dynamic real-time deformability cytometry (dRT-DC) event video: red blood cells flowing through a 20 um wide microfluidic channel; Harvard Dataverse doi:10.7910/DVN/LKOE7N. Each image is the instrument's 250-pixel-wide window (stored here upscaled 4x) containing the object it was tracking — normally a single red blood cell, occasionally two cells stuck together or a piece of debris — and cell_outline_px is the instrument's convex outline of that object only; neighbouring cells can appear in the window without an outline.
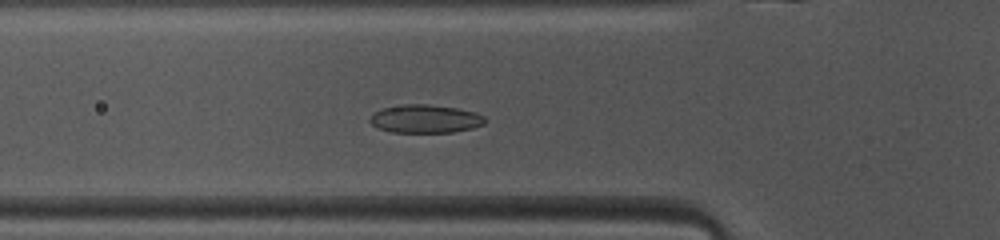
{"species": "common noctule bat (a hibernating species)", "species_latin": "Nyctalus noctula", "temperature_condition": "warm", "stored_images_in_passage": 13, "camera_frame_rate_fps": 3000, "um_per_image_px": 0.085, "animal": {"sex": "female", "body_mass_g": 10.0, "forearm_length_mm": 53.1}, "frame": {"image": 1, "passage_image": 6, "time_ms": 1.667, "image_size_px": [1000, 240], "cell_outline_px": [[484, 124], [472, 128], [452, 132], [392, 132], [380, 128], [372, 124], [368, 120], [376, 112], [384, 108], [404, 104], [428, 104], [456, 108], [476, 112], [484, 116]], "centroid_in_image_um": [36.17, 10.1], "position_along_channel_um": 89.6, "area_um2": 18.67}}
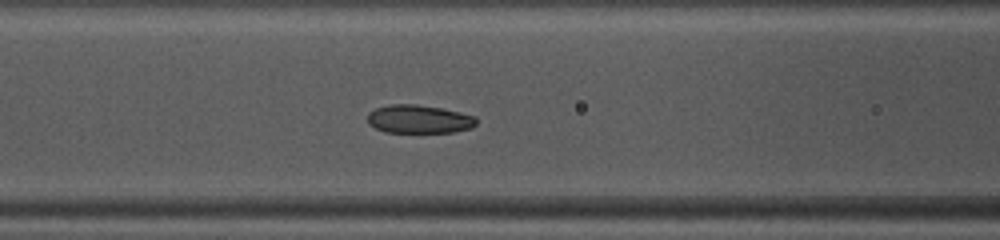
{"frame": {"image": 2, "passage_image": 9, "time_ms": 2.667, "image_size_px": [1000, 240], "cell_outline_px": [[476, 124], [472, 128], [452, 132], [384, 132], [368, 124], [368, 112], [376, 108], [392, 104], [416, 104], [440, 108], [460, 112], [476, 116]], "centroid_in_image_um": [35.61, 10.12], "position_along_channel_um": 131.0, "area_um2": 17.98}}
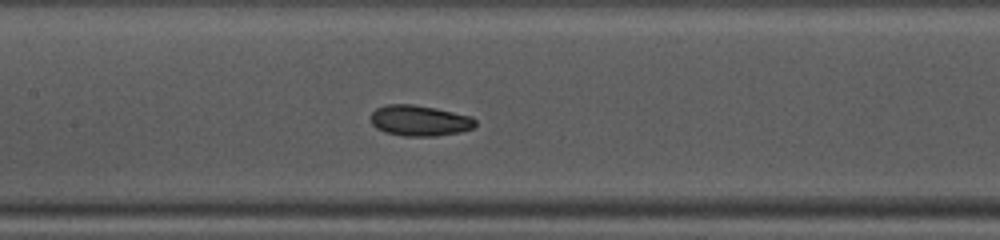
{"frame": {"image": 3, "passage_image": 12, "time_ms": 3.667, "image_size_px": [1000, 240], "cell_outline_px": [[476, 124], [472, 128], [460, 132], [436, 136], [404, 136], [384, 132], [376, 128], [372, 124], [372, 112], [376, 108], [384, 104], [412, 104], [436, 108], [472, 116], [476, 120]], "centroid_in_image_um": [35.66, 10.25], "position_along_channel_um": 171.7, "area_um2": 18.84}}